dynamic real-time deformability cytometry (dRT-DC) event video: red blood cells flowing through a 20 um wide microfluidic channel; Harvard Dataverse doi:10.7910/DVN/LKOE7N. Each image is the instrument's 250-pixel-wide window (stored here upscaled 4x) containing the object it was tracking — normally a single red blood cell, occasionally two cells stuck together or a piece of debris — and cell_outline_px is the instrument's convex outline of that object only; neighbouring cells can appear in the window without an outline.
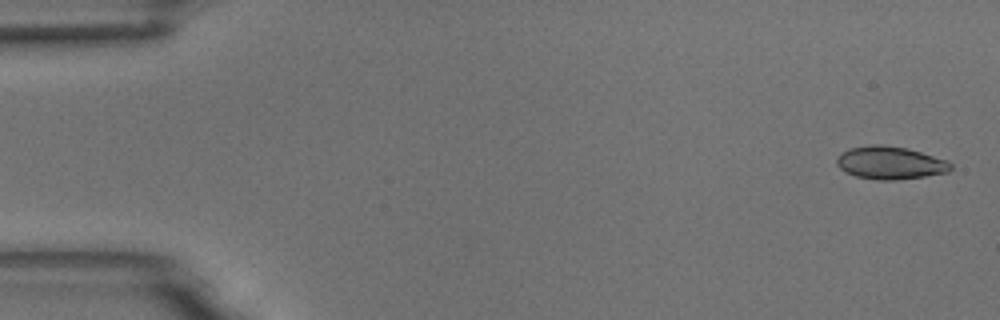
{"species": "common noctule bat (a hibernating species)", "species_latin": "Nyctalus noctula", "temperature_condition": "room temperature", "stored_images_in_passage": 5, "camera_frame_rate_fps": 3000, "um_per_image_px": 0.085, "animal": {"sex": "male", "body_mass_g": 18.8}, "frame": {"image": 1, "passage_image": 1, "time_ms": 0.0, "image_size_px": [1000, 320], "cell_outline_px": [[952, 168], [948, 172], [924, 176], [892, 180], [880, 180], [856, 176], [844, 172], [836, 164], [836, 160], [840, 152], [852, 148], [872, 144], [880, 144], [904, 148], [920, 152], [948, 160], [952, 164]], "centroid_in_image_um": [75.65, 13.84], "position_along_channel_um": 9.4, "area_um2": 21.68}}
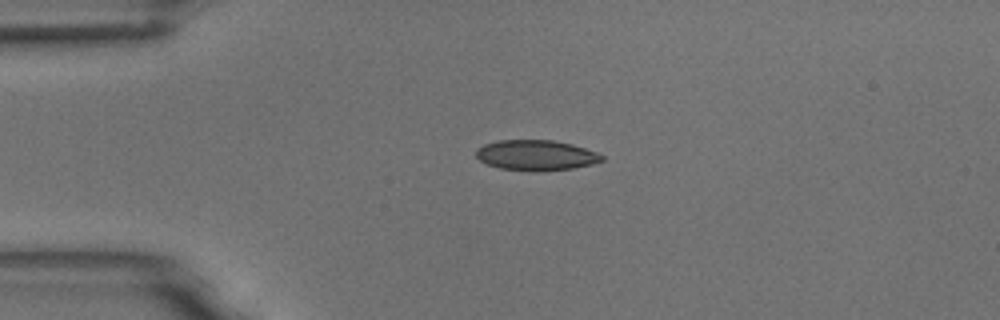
{"frame": {"image": 2, "passage_image": 4, "time_ms": 1.0, "image_size_px": [1000, 320], "cell_outline_px": [[604, 160], [592, 164], [572, 168], [500, 168], [488, 164], [480, 160], [476, 156], [476, 148], [484, 144], [500, 140], [552, 140], [572, 144], [596, 152], [604, 156]], "centroid_in_image_um": [45.56, 13.14], "position_along_channel_um": 39.4, "area_um2": 21.21}}